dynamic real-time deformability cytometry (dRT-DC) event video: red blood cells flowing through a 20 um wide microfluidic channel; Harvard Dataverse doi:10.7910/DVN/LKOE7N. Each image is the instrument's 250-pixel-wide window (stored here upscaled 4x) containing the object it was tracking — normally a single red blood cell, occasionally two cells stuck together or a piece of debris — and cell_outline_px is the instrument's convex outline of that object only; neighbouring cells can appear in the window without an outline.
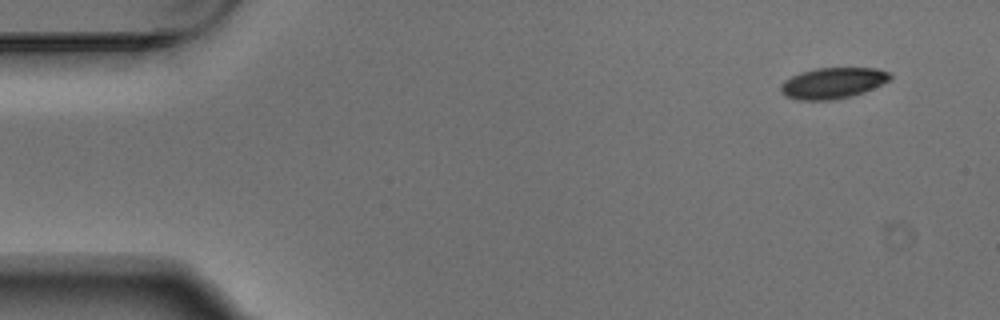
{"species": "Egyptian fruit bat (a non-hibernating species)", "species_latin": "Rousettus aegyptiacus", "temperature_condition": "warm", "stored_images_in_passage": 5, "camera_frame_rate_fps": 3000, "um_per_image_px": 0.085, "animal": {"sex": "male"}, "frame": {"image": 1, "passage_image": 1, "time_ms": 0.0, "image_size_px": [1000, 320], "cell_outline_px": [[892, 76], [888, 80], [864, 92], [852, 96], [832, 100], [796, 100], [784, 96], [780, 88], [780, 84], [784, 80], [800, 72], [816, 68], [876, 68], [888, 72]], "centroid_in_image_um": [70.73, 7.06], "position_along_channel_um": 14.3, "area_um2": 19.71}}
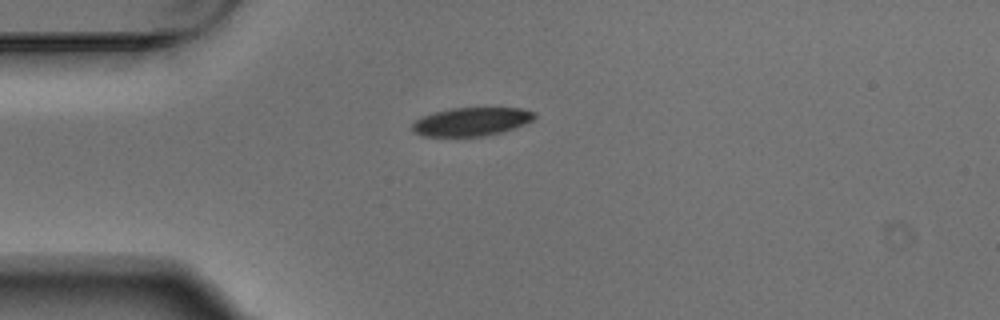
{"frame": {"image": 2, "passage_image": 4, "time_ms": 1.0, "image_size_px": [1000, 320], "cell_outline_px": [[536, 116], [532, 120], [524, 124], [500, 132], [484, 136], [424, 136], [416, 132], [412, 128], [412, 124], [416, 120], [424, 116], [436, 112], [452, 108], [520, 108], [536, 112]], "centroid_in_image_um": [40.1, 10.33], "position_along_channel_um": 44.9, "area_um2": 19.88}}
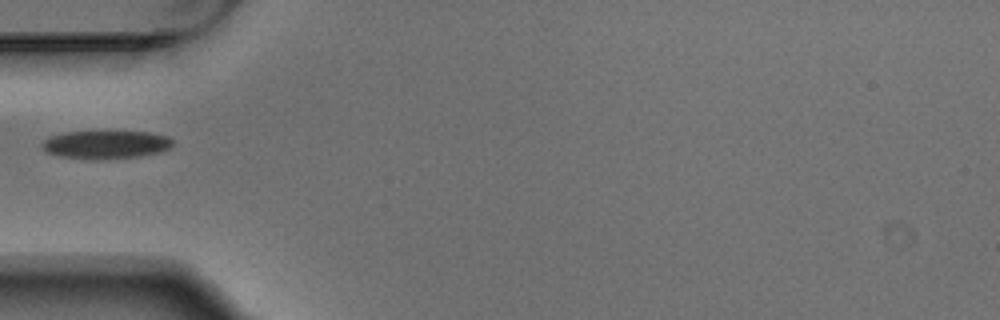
{"frame": {"image": 3, "passage_image": 5, "time_ms": 1.333, "image_size_px": [1000, 320], "cell_outline_px": [[172, 148], [160, 152], [140, 156], [100, 160], [92, 160], [60, 156], [48, 152], [40, 144], [48, 136], [64, 132], [148, 132], [168, 136], [172, 140]], "centroid_in_image_um": [9.0, 12.3], "position_along_channel_um": 76.0, "area_um2": 21.56}}